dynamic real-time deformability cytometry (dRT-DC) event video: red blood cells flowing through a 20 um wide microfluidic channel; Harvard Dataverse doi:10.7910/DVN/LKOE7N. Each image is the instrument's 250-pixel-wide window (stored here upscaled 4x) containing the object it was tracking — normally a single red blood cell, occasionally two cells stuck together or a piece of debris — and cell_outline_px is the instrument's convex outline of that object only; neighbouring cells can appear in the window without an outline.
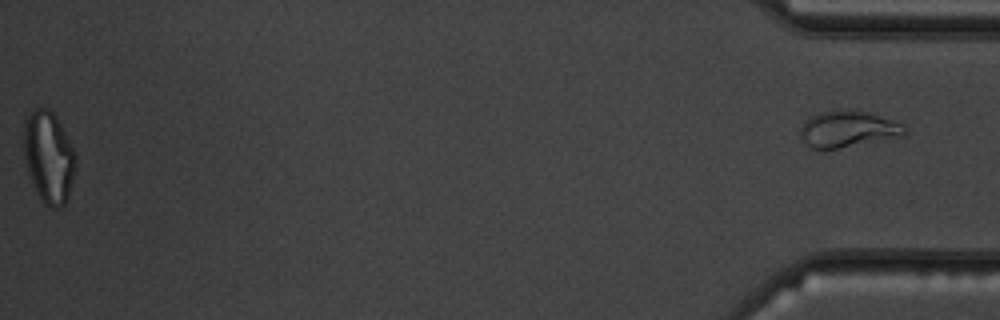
{"species": "common noctule bat (a hibernating species)", "species_latin": "Nyctalus noctula", "temperature_condition": "warm", "stored_images_in_passage": 53, "segment_of_instrument_passage": [2, 2], "camera_frame_rate_fps": 3000, "um_per_image_px": 0.085, "animal": {"sex": "male", "body_mass_g": 19.5, "forearm_length_mm": 54.6}, "frame": {"image": 1, "passage_image": 53, "time_ms": 17.333, "image_size_px": [1000, 320], "cell_outline_px": [[904, 136], [836, 148], [812, 148], [800, 136], [800, 128], [804, 120], [820, 112], [844, 108], [848, 108], [868, 112], [892, 120], [900, 124], [904, 128]], "centroid_in_image_um": [72.04, 10.94], "position_along_channel_um": 363.2, "area_um2": 21.85}}